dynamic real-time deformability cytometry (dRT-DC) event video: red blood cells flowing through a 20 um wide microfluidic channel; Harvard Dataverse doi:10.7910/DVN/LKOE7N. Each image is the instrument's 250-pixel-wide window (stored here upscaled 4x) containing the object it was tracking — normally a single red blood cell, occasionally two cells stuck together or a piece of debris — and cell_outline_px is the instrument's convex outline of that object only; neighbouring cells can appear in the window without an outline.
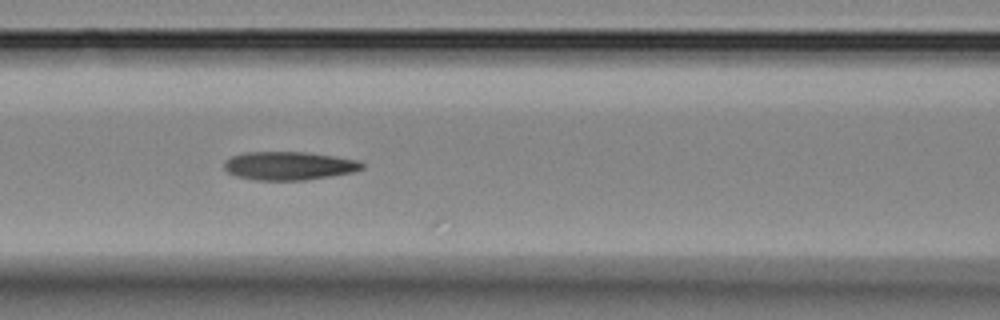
{"species": "Egyptian fruit bat (a non-hibernating species)", "species_latin": "Rousettus aegyptiacus", "temperature_condition": "room temperature", "stored_images_in_passage": 4, "camera_frame_rate_fps": 3000, "um_per_image_px": 0.085, "animal": {"sex": "female"}, "frame": {"image": 1, "passage_image": 4, "time_ms": 3.333, "image_size_px": [1000, 320], "cell_outline_px": [[364, 168], [352, 172], [332, 176], [304, 180], [256, 180], [236, 176], [228, 172], [224, 168], [224, 160], [232, 156], [244, 152], [304, 152], [332, 156], [356, 160], [364, 164]], "centroid_in_image_um": [24.53, 14.09], "position_along_channel_um": 142.1, "area_um2": 22.72}}